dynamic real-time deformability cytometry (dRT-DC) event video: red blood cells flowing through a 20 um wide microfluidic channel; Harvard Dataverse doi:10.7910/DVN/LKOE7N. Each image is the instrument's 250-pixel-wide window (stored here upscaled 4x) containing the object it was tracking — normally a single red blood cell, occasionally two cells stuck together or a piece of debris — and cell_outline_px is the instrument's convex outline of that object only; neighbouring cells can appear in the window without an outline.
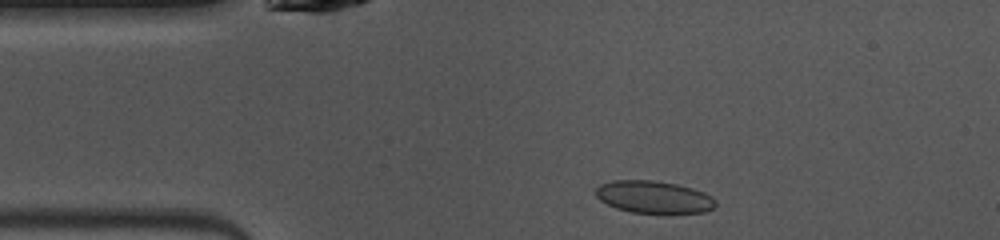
{"species": "common noctule bat (a hibernating species)", "species_latin": "Nyctalus noctula", "temperature_condition": "warm", "stored_images_in_passage": 41, "camera_frame_rate_fps": 3000, "um_per_image_px": 0.085, "animal": {"sex": "female", "body_mass_g": 10.0, "forearm_length_mm": 53.1}, "frame": {"image": 1, "passage_image": 1, "time_ms": 0.0, "image_size_px": [1000, 240], "cell_outline_px": [[716, 204], [712, 208], [704, 212], [632, 212], [616, 208], [600, 200], [596, 196], [596, 188], [600, 184], [612, 180], [652, 180], [676, 184], [692, 188], [704, 192], [712, 196], [716, 200]], "centroid_in_image_um": [55.56, 16.73], "position_along_channel_um": 29.4, "area_um2": 22.31}}
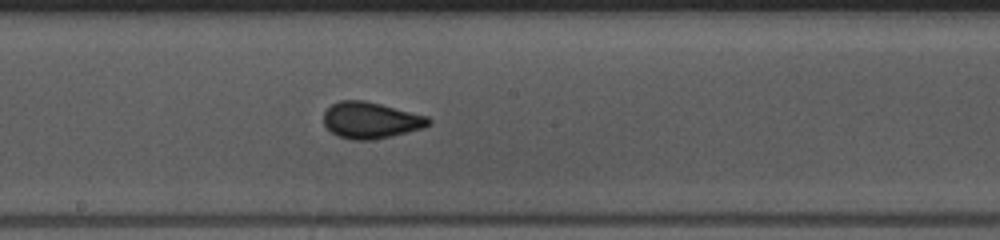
{"frame": {"image": 2, "passage_image": 17, "time_ms": 5.333, "image_size_px": [1000, 240], "cell_outline_px": [[432, 124], [424, 128], [392, 136], [368, 140], [352, 140], [336, 136], [324, 124], [324, 112], [332, 104], [340, 100], [364, 100], [428, 116], [432, 120]], "centroid_in_image_um": [31.53, 10.23], "position_along_channel_um": 216.7, "area_um2": 22.31}}
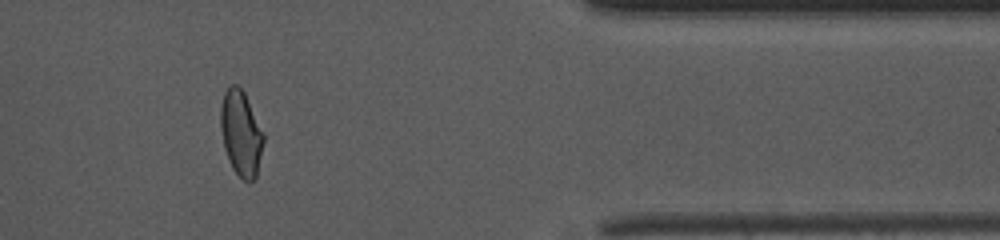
{"frame": {"image": 3, "passage_image": 32, "time_ms": 10.333, "image_size_px": [1000, 240], "cell_outline_px": [[264, 140], [256, 176], [248, 184], [232, 168], [224, 148], [220, 128], [220, 108], [224, 92], [232, 84], [236, 84], [244, 92], [264, 132]], "centroid_in_image_um": [20.48, 11.32], "position_along_channel_um": 390.9, "area_um2": 21.33}, "authors_computed_cell_mechanics": {"area_um2": 21.5594, "velocity_mm_per_s": 4.0628, "shape_relaxation_time_tau1_ms": 2.8307, "shape_relaxation_time_tau2_ms": null, "deformation_change_tau1": 0.1233, "deformation_change_tau2": null}}